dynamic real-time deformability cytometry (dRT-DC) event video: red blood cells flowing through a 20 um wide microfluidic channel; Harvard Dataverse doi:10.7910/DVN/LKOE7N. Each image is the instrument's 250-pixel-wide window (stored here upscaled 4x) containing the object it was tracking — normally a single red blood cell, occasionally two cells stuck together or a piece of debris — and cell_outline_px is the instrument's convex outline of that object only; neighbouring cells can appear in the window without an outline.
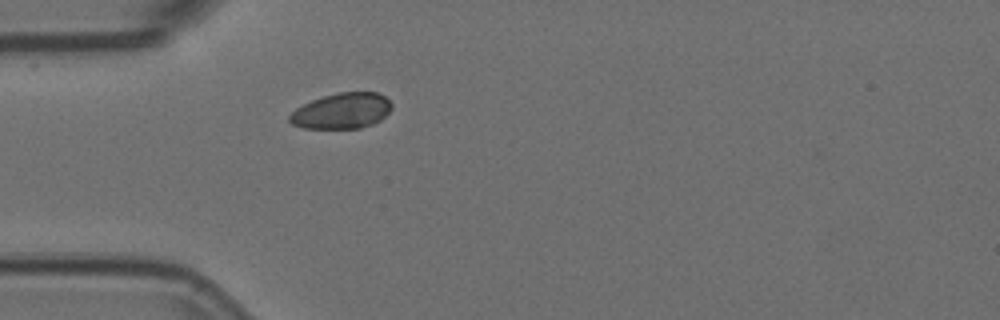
{"species": "Egyptian fruit bat (a non-hibernating species)", "species_latin": "Rousettus aegyptiacus", "temperature_condition": "room temperature", "stored_images_in_passage": 1, "camera_frame_rate_fps": 3000, "um_per_image_px": 0.085, "animal": {"sex": "female"}, "frame": {"image": 1, "passage_image": 1, "time_ms": 0.0, "image_size_px": [1000, 320], "cell_outline_px": [[392, 108], [380, 120], [372, 124], [360, 128], [304, 128], [292, 124], [288, 120], [288, 116], [296, 108], [312, 100], [336, 92], [376, 92], [384, 96], [392, 104]], "centroid_in_image_um": [29.04, 9.42], "position_along_channel_um": 56.0, "area_um2": 21.15}}